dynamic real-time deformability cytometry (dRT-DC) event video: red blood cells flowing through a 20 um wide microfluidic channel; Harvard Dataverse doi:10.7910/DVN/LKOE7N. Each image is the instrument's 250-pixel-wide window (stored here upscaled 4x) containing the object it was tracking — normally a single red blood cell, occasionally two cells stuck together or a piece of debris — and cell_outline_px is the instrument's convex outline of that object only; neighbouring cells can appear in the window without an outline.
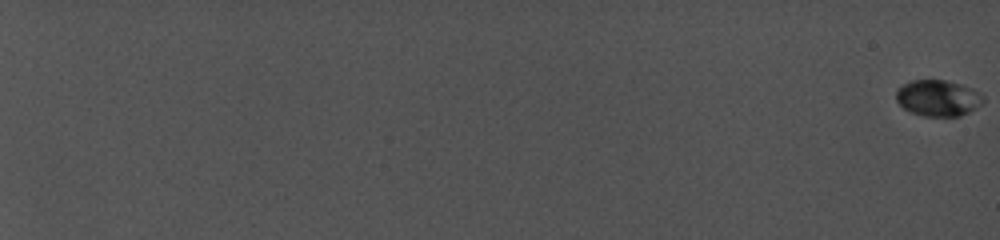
{"species": "common noctule bat (a hibernating species)", "species_latin": "Nyctalus noctula", "temperature_condition": "cold", "stored_images_in_passage": 28, "camera_frame_rate_fps": 5000, "um_per_image_px": 0.085, "animal": {"sex": "female", "body_mass_g": 19.0, "forearm_length_mm": 56.7}, "frame": {"image": 1, "passage_image": 1, "time_ms": 0.0, "image_size_px": [1000, 240], "cell_outline_px": [[984, 100], [976, 108], [960, 116], [924, 116], [912, 112], [904, 108], [896, 100], [896, 88], [912, 80], [944, 80], [960, 84], [972, 88], [984, 96]], "centroid_in_image_um": [79.72, 8.33], "position_along_channel_um": 5.3, "area_um2": 18.26}}
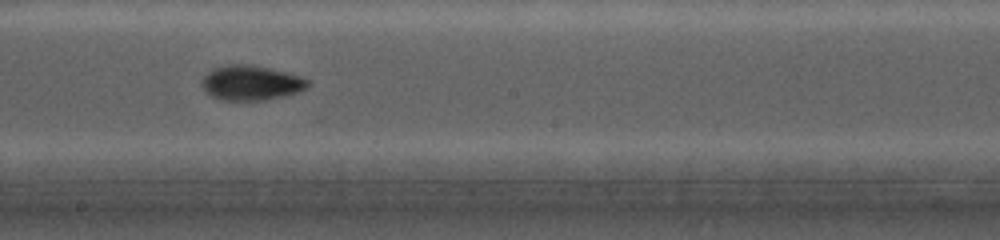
{"frame": {"image": 2, "passage_image": 19, "time_ms": 14.2, "image_size_px": [1000, 240], "cell_outline_px": [[308, 84], [304, 88], [296, 92], [284, 96], [264, 100], [224, 100], [212, 96], [200, 84], [204, 76], [212, 68], [232, 64], [248, 64], [268, 68], [300, 76], [308, 80]], "centroid_in_image_um": [21.3, 7.04], "position_along_channel_um": 226.9, "area_um2": 21.1}}
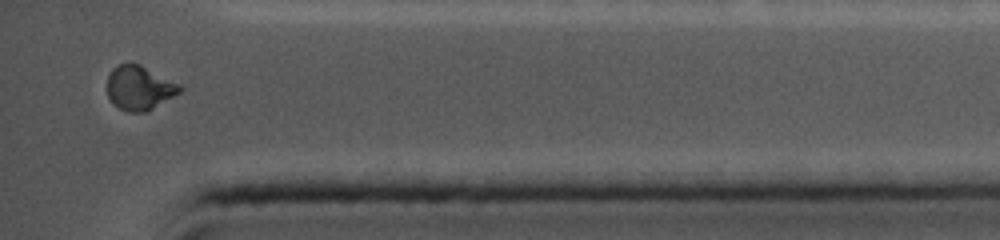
{"frame": {"image": 3, "passage_image": 28, "time_ms": 19.2, "image_size_px": [1000, 240], "cell_outline_px": [[184, 88], [180, 92], [152, 108], [144, 112], [128, 112], [112, 104], [108, 96], [108, 76], [112, 68], [120, 64], [140, 64], [180, 84]], "centroid_in_image_um": [11.84, 7.47], "position_along_channel_um": 423.4, "area_um2": 18.5}, "authors_computed_cell_mechanics": {"area_um2": 19.1607, "velocity_mm_per_s": 3.9201, "shape_relaxation_time_tau1_ms": 4.5241, "shape_relaxation_time_tau2_ms": 1.7247, "deformation_change_tau1": 0.1344, "deformation_change_tau2": 0.0336}}